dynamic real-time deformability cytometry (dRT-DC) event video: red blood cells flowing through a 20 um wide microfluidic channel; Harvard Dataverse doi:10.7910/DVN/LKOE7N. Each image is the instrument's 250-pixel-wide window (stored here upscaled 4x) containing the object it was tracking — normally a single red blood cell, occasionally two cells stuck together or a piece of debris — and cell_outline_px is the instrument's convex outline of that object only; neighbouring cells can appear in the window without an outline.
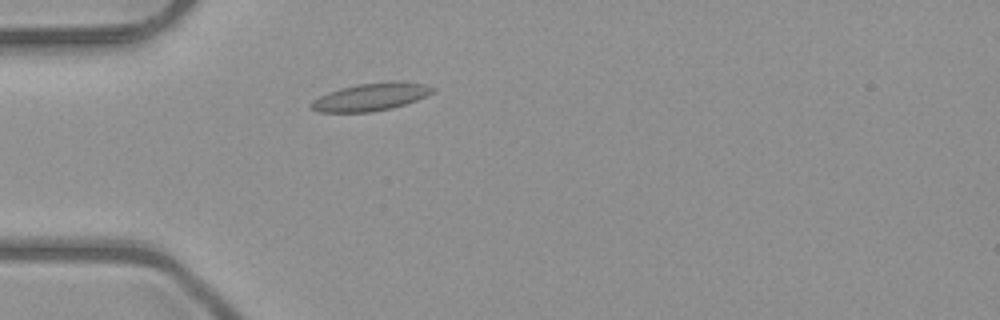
{"species": "common noctule bat (a hibernating species)", "species_latin": "Nyctalus noctula", "temperature_condition": "room temperature", "stored_images_in_passage": 45, "camera_frame_rate_fps": 3000, "um_per_image_px": 0.085, "animal": {"sex": "male", "body_mass_g": 23.1, "forearm_length_mm": 52.7}, "frame": {"image": 1, "passage_image": 9, "time_ms": 2.667, "image_size_px": [1000, 320], "cell_outline_px": [[436, 88], [432, 92], [416, 100], [392, 108], [372, 112], [316, 112], [308, 108], [308, 104], [312, 100], [328, 92], [340, 88], [356, 84], [392, 80], [400, 80], [428, 84]], "centroid_in_image_um": [31.49, 8.22], "position_along_channel_um": 53.5, "area_um2": 20.0}}
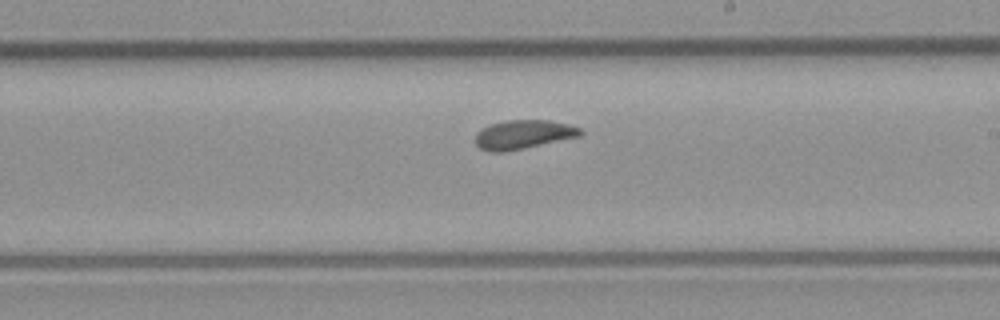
{"frame": {"image": 2, "passage_image": 24, "time_ms": 7.667, "image_size_px": [1000, 320], "cell_outline_px": [[584, 132], [580, 136], [504, 152], [488, 152], [480, 148], [476, 144], [476, 132], [492, 124], [508, 120], [548, 120], [568, 124], [580, 128]], "centroid_in_image_um": [44.48, 11.43], "position_along_channel_um": 244.5, "area_um2": 17.51}}
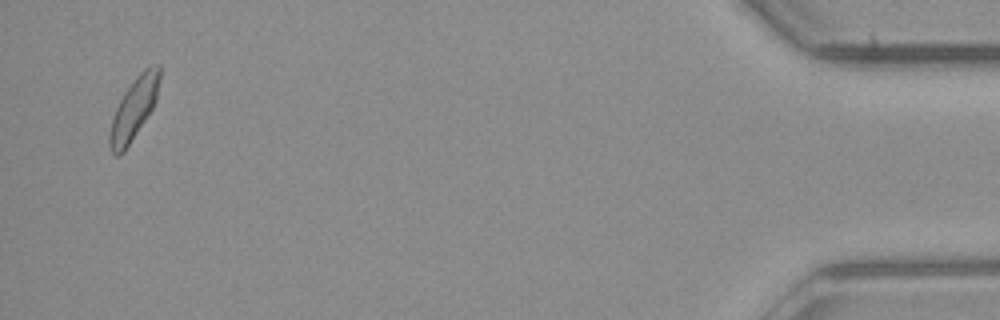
{"frame": {"image": 3, "passage_image": 44, "time_ms": 14.333, "image_size_px": [1000, 320], "cell_outline_px": [[160, 76], [156, 100], [152, 108], [124, 152], [120, 156], [116, 156], [112, 152], [108, 144], [108, 136], [112, 120], [116, 108], [124, 92], [136, 76], [144, 68], [156, 64], [160, 64]], "centroid_in_image_um": [11.37, 9.24], "position_along_channel_um": 423.8, "area_um2": 17.74}, "authors_computed_cell_mechanics": {"area_um2": 17.6868, "velocity_mm_per_s": 3.9967, "shape_relaxation_time_tau1_ms": 5.8628, "shape_relaxation_time_tau2_ms": 4.1313, "deformation_change_tau1": 0.1149, "deformation_change_tau2": 0.087}}